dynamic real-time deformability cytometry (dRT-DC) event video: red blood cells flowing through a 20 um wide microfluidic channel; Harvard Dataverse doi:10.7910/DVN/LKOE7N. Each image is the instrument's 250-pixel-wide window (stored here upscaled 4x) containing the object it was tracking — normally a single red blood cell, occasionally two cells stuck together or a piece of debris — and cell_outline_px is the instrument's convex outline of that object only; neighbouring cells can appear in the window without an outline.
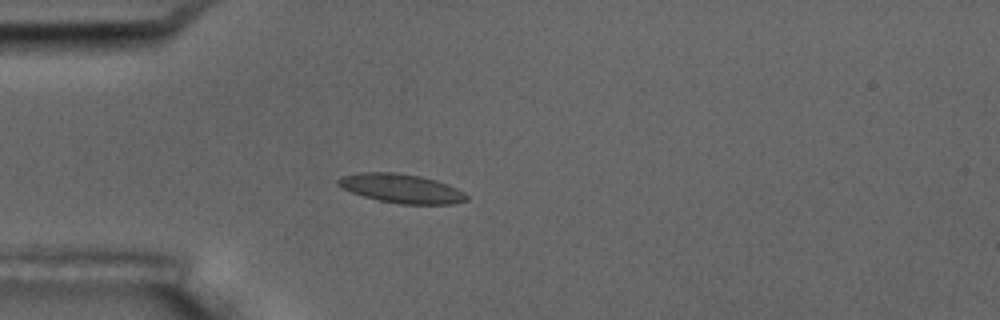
{"species": "common noctule bat (a hibernating species)", "species_latin": "Nyctalus noctula", "temperature_condition": "room temperature", "stored_images_in_passage": 6, "camera_frame_rate_fps": 3000, "um_per_image_px": 0.085, "animal": {"sex": "male", "body_mass_g": 17.5, "forearm_length_mm": 52.3}, "frame": {"image": 1, "passage_image": 5, "time_ms": 4.667, "image_size_px": [1000, 320], "cell_outline_px": [[468, 200], [452, 204], [400, 204], [380, 200], [364, 196], [352, 192], [336, 184], [336, 180], [344, 176], [360, 172], [396, 172], [420, 176], [436, 180], [448, 184], [464, 192], [468, 196]], "centroid_in_image_um": [34.15, 16.01], "position_along_channel_um": 50.9, "area_um2": 21.62}}